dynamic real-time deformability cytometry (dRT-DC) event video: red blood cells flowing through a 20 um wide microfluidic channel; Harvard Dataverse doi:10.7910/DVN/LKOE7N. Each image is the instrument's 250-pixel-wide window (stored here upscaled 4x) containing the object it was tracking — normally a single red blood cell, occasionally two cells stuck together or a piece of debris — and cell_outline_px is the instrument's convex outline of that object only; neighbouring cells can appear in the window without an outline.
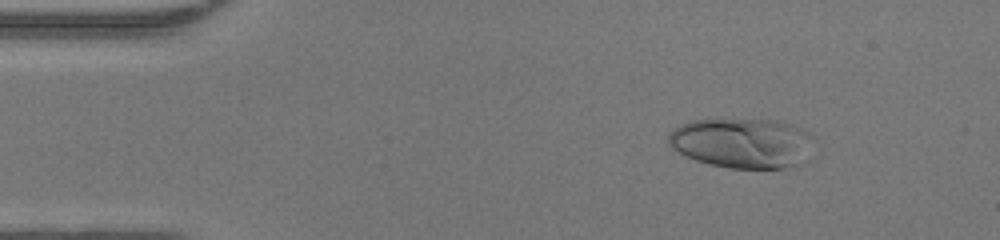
{"species": "human", "species_latin": "Homo sapiens", "temperature_condition": "warm", "stored_images_in_passage": 43, "camera_frame_rate_fps": 3000, "um_per_image_px": 0.085, "donor": {"sex": "female"}, "frame": {"image": 1, "passage_image": 2, "time_ms": 0.333, "image_size_px": [1000, 240], "cell_outline_px": [[816, 140], [792, 164], [784, 168], [728, 168], [696, 160], [684, 156], [672, 148], [668, 144], [668, 132], [680, 124], [692, 120], [720, 116], [732, 116], [776, 120], [792, 124], [804, 128]], "centroid_in_image_um": [62.97, 12.06], "position_along_channel_um": 22.0, "area_um2": 43.18}}
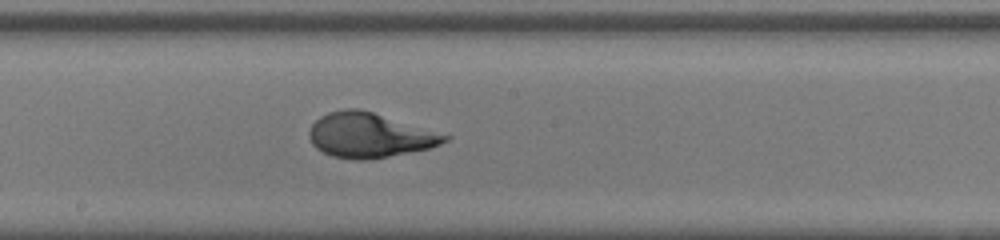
{"frame": {"image": 2, "passage_image": 21, "time_ms": 6.667, "image_size_px": [1000, 240], "cell_outline_px": [[452, 136], [448, 140], [440, 144], [428, 148], [388, 156], [364, 160], [356, 160], [332, 156], [316, 148], [312, 144], [308, 136], [308, 132], [312, 124], [320, 116], [328, 112], [344, 108], [360, 108]], "centroid_in_image_um": [31.37, 11.48], "position_along_channel_um": 216.8, "area_um2": 35.14}}
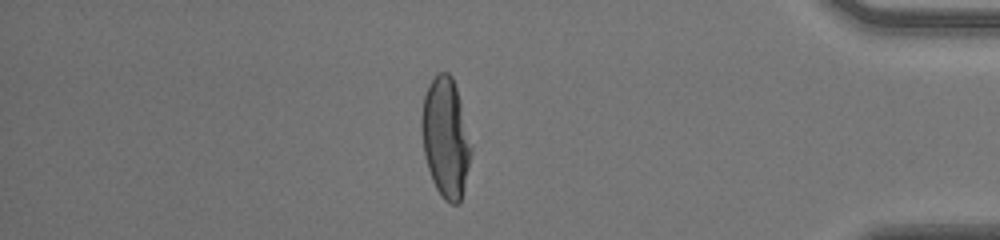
{"frame": {"image": 3, "passage_image": 36, "time_ms": 11.667, "image_size_px": [1000, 240], "cell_outline_px": [[472, 152], [464, 188], [460, 200], [456, 204], [452, 204], [444, 200], [436, 188], [432, 180], [424, 156], [420, 128], [420, 116], [424, 96], [428, 84], [436, 72], [448, 72], [452, 76], [460, 100], [472, 148]], "centroid_in_image_um": [37.85, 11.67], "position_along_channel_um": 397.3, "area_um2": 34.8}}